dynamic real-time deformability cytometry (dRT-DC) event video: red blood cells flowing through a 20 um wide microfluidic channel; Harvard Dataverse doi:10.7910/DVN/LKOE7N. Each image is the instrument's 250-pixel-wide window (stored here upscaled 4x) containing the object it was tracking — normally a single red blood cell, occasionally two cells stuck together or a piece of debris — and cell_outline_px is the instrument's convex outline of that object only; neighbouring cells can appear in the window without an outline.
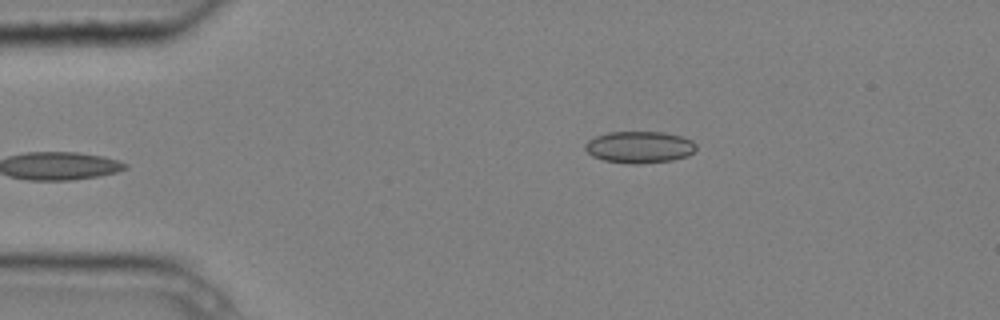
{"species": "common noctule bat (a hibernating species)", "species_latin": "Nyctalus noctula", "temperature_condition": "cold", "stored_images_in_passage": 4, "camera_frame_rate_fps": 3000, "um_per_image_px": 0.085, "animal": {"sex": "male", "body_mass_g": 20.4}, "frame": {"image": 1, "passage_image": 4, "time_ms": 1.0, "image_size_px": [1000, 320], "cell_outline_px": [[696, 148], [688, 156], [672, 160], [640, 164], [632, 164], [604, 160], [592, 156], [584, 148], [584, 144], [588, 140], [596, 136], [608, 132], [664, 132], [680, 136], [692, 140], [696, 144]], "centroid_in_image_um": [54.34, 12.5], "position_along_channel_um": 30.7, "area_um2": 20.58}}